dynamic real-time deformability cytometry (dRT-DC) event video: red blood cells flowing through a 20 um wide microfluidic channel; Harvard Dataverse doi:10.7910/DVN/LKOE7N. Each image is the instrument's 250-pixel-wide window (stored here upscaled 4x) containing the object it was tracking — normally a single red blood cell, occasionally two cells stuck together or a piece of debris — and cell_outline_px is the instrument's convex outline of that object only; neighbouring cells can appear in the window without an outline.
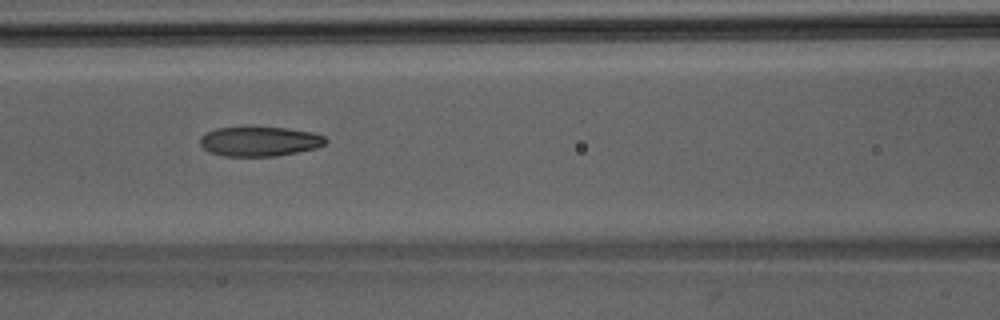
{"species": "Egyptian fruit bat (a non-hibernating species)", "species_latin": "Rousettus aegyptiacus", "temperature_condition": "room temperature", "stored_images_in_passage": 38, "camera_frame_rate_fps": 3000, "um_per_image_px": 0.085, "animal": {"sex": "male"}, "frame": {"image": 1, "passage_image": 11, "time_ms": 3.333, "image_size_px": [1000, 320], "cell_outline_px": [[328, 140], [324, 144], [316, 148], [276, 156], [224, 156], [208, 152], [200, 144], [200, 136], [204, 132], [216, 128], [244, 124], [288, 128], [312, 132], [324, 136]], "centroid_in_image_um": [22.0, 11.97], "position_along_channel_um": 144.6, "area_um2": 22.6}}
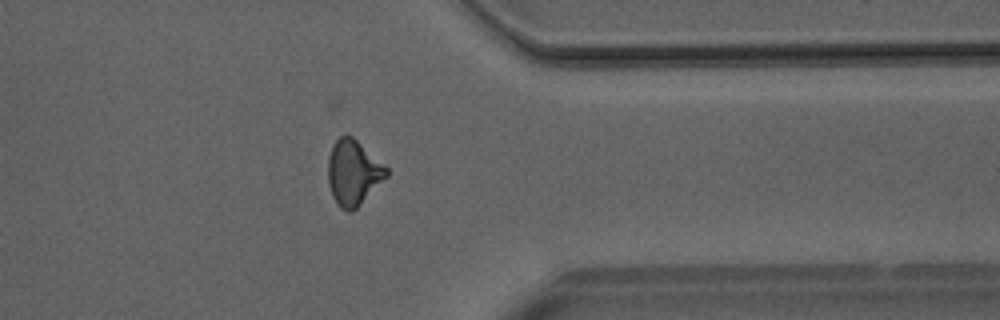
{"frame": {"image": 2, "passage_image": 28, "time_ms": 9.0, "image_size_px": [1000, 320], "cell_outline_px": [[388, 176], [352, 212], [348, 212], [340, 208], [332, 196], [328, 184], [328, 156], [332, 144], [344, 132], [352, 136], [384, 164], [388, 168]], "centroid_in_image_um": [30.01, 14.66], "position_along_channel_um": 381.4, "area_um2": 22.37}}
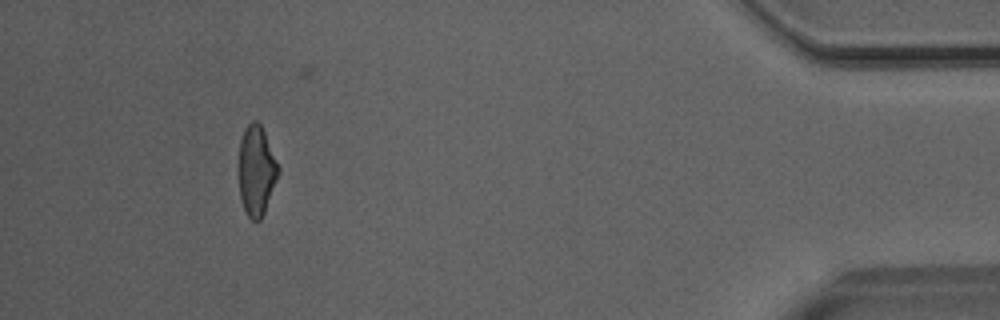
{"frame": {"image": 3, "passage_image": 34, "time_ms": 11.0, "image_size_px": [1000, 320], "cell_outline_px": [[280, 172], [264, 212], [260, 220], [252, 220], [248, 216], [244, 208], [240, 196], [240, 140], [244, 128], [252, 120], [256, 120], [260, 124], [264, 132], [280, 168]], "centroid_in_image_um": [21.81, 14.48], "position_along_channel_um": 413.4, "area_um2": 20.35}}